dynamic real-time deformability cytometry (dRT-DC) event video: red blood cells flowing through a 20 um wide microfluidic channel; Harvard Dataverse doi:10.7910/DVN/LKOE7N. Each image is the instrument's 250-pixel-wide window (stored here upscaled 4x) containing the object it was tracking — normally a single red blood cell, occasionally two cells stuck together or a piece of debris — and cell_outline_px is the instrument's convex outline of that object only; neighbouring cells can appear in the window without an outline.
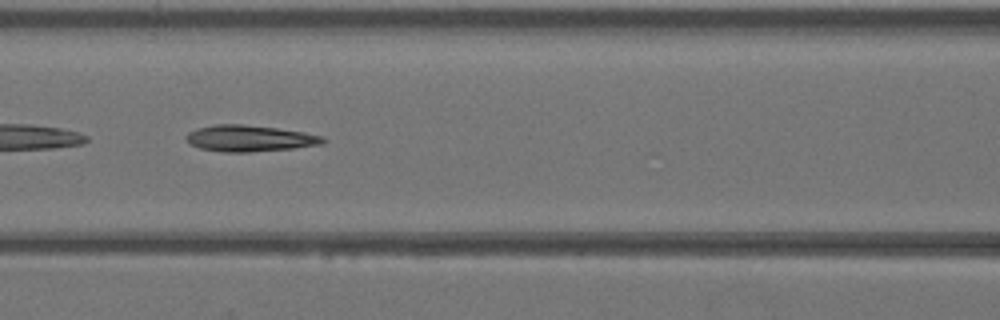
{"species": "Egyptian fruit bat (a non-hibernating species)", "species_latin": "Rousettus aegyptiacus", "temperature_condition": "warm", "stored_images_in_passage": 26, "camera_frame_rate_fps": 3000, "um_per_image_px": 0.085, "animal": {"sex": "female"}, "frame": {"image": 1, "passage_image": 8, "time_ms": 2.333, "image_size_px": [1000, 320], "cell_outline_px": [[328, 140], [320, 144], [292, 148], [252, 152], [224, 152], [200, 148], [188, 144], [184, 136], [188, 132], [196, 128], [216, 124], [244, 124], [276, 128], [304, 132], [324, 136]], "centroid_in_image_um": [21.18, 11.76], "position_along_channel_um": 145.4, "area_um2": 21.1}}